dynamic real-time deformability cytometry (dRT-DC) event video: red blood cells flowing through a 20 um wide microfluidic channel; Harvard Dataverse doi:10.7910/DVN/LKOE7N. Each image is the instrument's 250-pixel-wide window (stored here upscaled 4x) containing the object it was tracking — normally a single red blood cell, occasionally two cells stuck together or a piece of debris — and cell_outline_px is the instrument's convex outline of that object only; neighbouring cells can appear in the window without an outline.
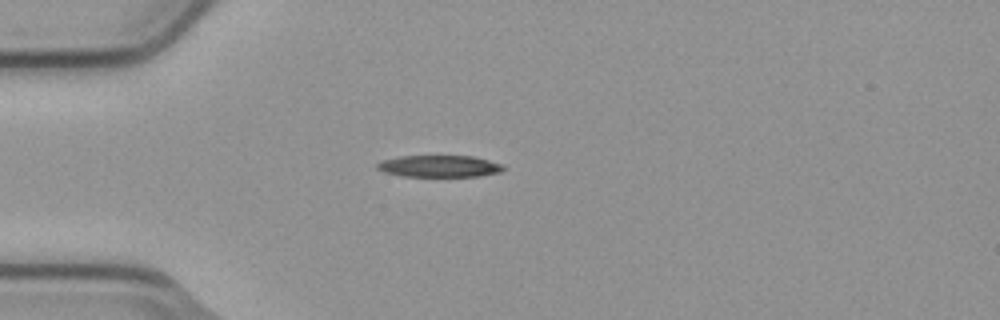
{"species": "common noctule bat (a hibernating species)", "species_latin": "Nyctalus noctula", "temperature_condition": "cold", "stored_images_in_passage": 1, "camera_frame_rate_fps": 3000, "um_per_image_px": 0.085, "animal": {"sex": "male", "body_mass_g": 23.1, "forearm_length_mm": 52.7}, "frame": {"image": 1, "passage_image": 1, "time_ms": 0.0, "image_size_px": [1000, 320], "cell_outline_px": [[504, 168], [500, 172], [480, 176], [400, 176], [384, 172], [376, 168], [376, 164], [384, 160], [400, 156], [472, 156], [504, 164]], "centroid_in_image_um": [37.35, 14.13], "position_along_channel_um": 47.7, "area_um2": 15.95}}